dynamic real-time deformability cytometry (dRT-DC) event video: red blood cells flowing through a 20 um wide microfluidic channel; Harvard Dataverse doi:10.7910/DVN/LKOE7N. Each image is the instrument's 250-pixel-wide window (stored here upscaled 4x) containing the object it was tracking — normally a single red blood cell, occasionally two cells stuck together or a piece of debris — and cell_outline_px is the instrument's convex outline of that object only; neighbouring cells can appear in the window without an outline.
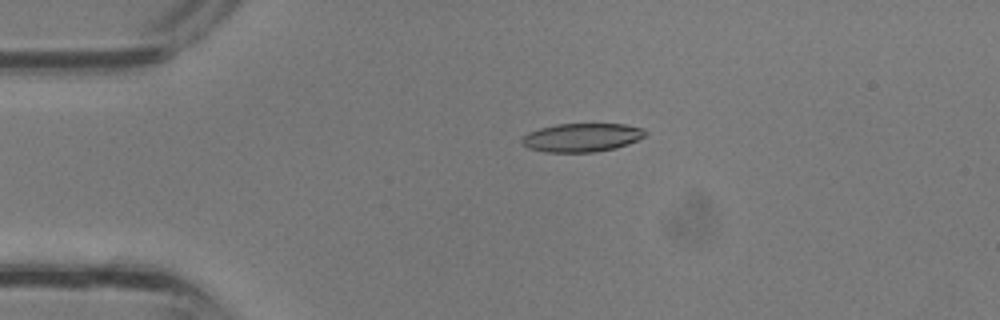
{"species": "common noctule bat (a hibernating species)", "species_latin": "Nyctalus noctula", "temperature_condition": "room temperature", "stored_images_in_passage": 35, "camera_frame_rate_fps": 3000, "um_per_image_px": 0.085, "animal": {"sex": "male", "body_mass_g": 13.3}, "frame": {"image": 1, "passage_image": 8, "time_ms": 2.333, "image_size_px": [1000, 320], "cell_outline_px": [[644, 136], [628, 144], [616, 148], [596, 152], [544, 152], [528, 148], [520, 144], [520, 140], [528, 132], [540, 128], [556, 124], [624, 124], [644, 128]], "centroid_in_image_um": [49.41, 11.69], "position_along_channel_um": 35.6, "area_um2": 20.58}}
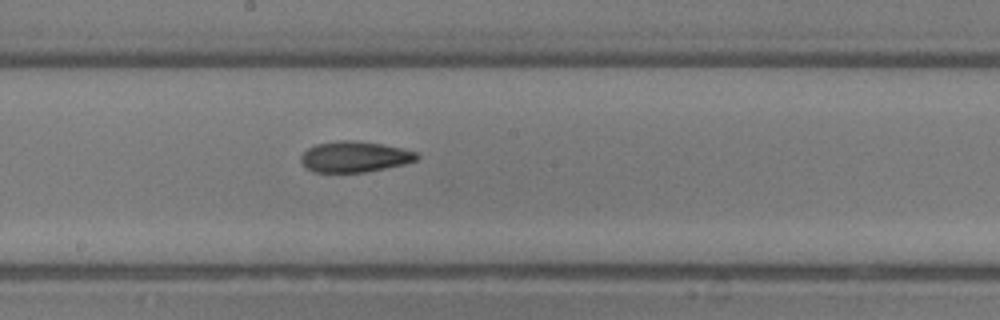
{"frame": {"image": 2, "passage_image": 19, "time_ms": 6.0, "image_size_px": [1000, 320], "cell_outline_px": [[420, 156], [416, 160], [404, 164], [364, 172], [312, 172], [300, 160], [300, 156], [308, 148], [316, 144], [340, 140], [352, 140], [380, 144], [400, 148], [416, 152]], "centroid_in_image_um": [30.12, 13.32], "position_along_channel_um": 218.1, "area_um2": 20.58}}
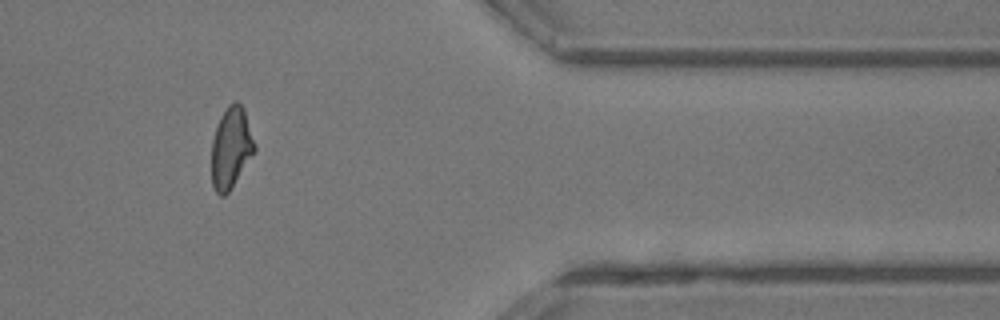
{"frame": {"image": 3, "passage_image": 29, "time_ms": 9.333, "image_size_px": [1000, 320], "cell_outline_px": [[256, 152], [228, 192], [224, 196], [220, 196], [216, 192], [212, 184], [212, 140], [220, 116], [228, 104], [232, 100], [236, 100], [244, 108], [256, 144]], "centroid_in_image_um": [19.66, 12.53], "position_along_channel_um": 391.7, "area_um2": 20.58}}